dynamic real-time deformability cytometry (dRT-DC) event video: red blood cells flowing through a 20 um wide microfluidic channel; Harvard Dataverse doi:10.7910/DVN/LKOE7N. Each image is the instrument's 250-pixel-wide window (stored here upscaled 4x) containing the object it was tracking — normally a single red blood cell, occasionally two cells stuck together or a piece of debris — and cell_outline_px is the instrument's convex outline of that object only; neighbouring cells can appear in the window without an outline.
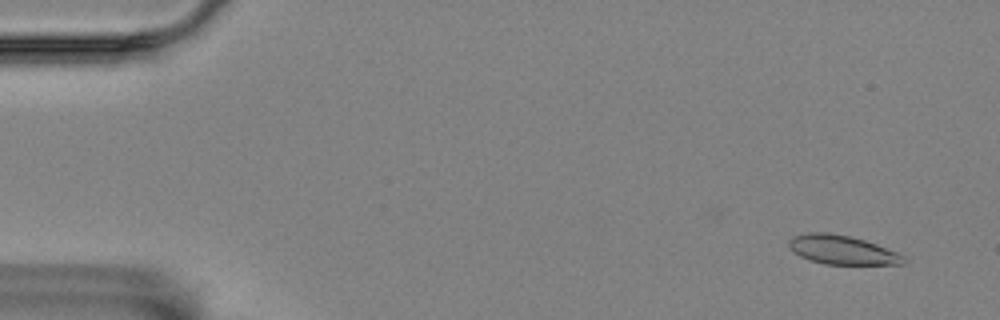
{"species": "Egyptian fruit bat (a non-hibernating species)", "species_latin": "Rousettus aegyptiacus", "temperature_condition": "room temperature", "stored_images_in_passage": 58, "camera_frame_rate_fps": 3000, "um_per_image_px": 0.085, "animal": {"sex": "female"}, "frame": {"image": 1, "passage_image": 4, "time_ms": 1.0, "image_size_px": [1000, 320], "cell_outline_px": [[904, 264], [824, 264], [800, 256], [792, 252], [788, 248], [788, 240], [792, 236], [808, 232], [828, 232], [848, 236], [864, 240], [876, 244], [896, 252], [904, 256]], "centroid_in_image_um": [71.51, 21.23], "position_along_channel_um": 13.5, "area_um2": 19.31}}
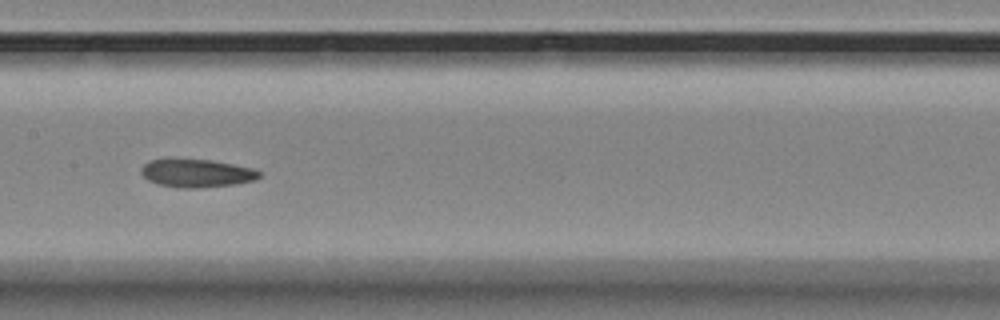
{"frame": {"image": 2, "passage_image": 29, "time_ms": 9.333, "image_size_px": [1000, 320], "cell_outline_px": [[260, 176], [256, 180], [236, 184], [200, 188], [176, 188], [156, 184], [148, 180], [140, 172], [140, 168], [148, 160], [168, 156], [212, 160], [252, 168], [260, 172]], "centroid_in_image_um": [16.62, 14.69], "position_along_channel_um": 190.8, "area_um2": 20.23}}
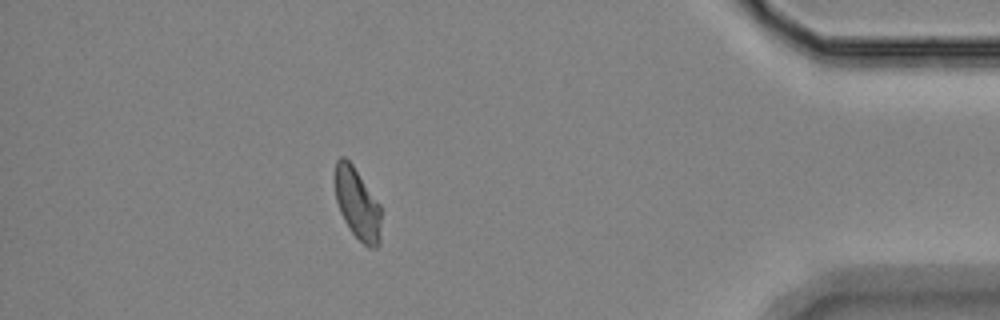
{"frame": {"image": 3, "passage_image": 51, "time_ms": 16.667, "image_size_px": [1000, 320], "cell_outline_px": [[380, 244], [376, 248], [368, 248], [352, 232], [344, 220], [340, 212], [336, 200], [336, 160], [340, 156], [344, 156], [352, 164], [380, 204]], "centroid_in_image_um": [30.39, 17.34], "position_along_channel_um": 404.8, "area_um2": 18.9}}